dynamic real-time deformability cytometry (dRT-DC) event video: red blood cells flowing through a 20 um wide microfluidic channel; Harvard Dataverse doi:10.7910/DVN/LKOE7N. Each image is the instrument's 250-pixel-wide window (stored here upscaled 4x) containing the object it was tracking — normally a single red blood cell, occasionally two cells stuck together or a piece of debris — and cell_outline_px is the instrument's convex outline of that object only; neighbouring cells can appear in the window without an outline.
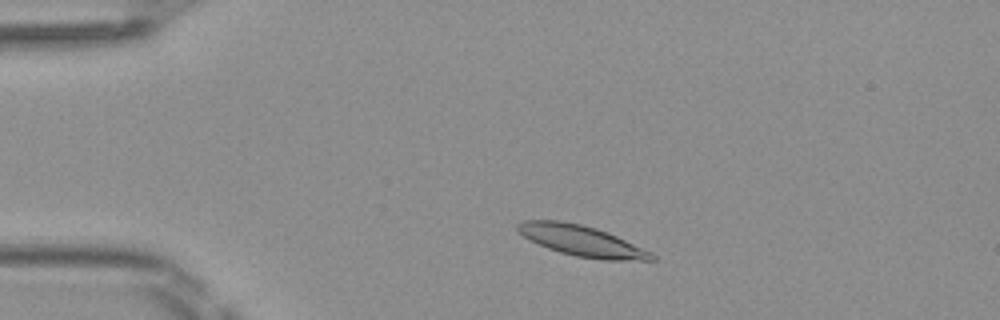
{"species": "Egyptian fruit bat (a non-hibernating species)", "species_latin": "Rousettus aegyptiacus", "temperature_condition": "room temperature", "stored_images_in_passage": 45, "camera_frame_rate_fps": 3000, "um_per_image_px": 0.085, "frame": {"image": 1, "passage_image": 6, "time_ms": 1.667, "image_size_px": [1000, 320], "cell_outline_px": [[656, 260], [604, 260], [576, 256], [560, 252], [548, 248], [516, 232], [516, 224], [524, 220], [560, 220], [580, 224], [596, 228], [616, 236], [652, 252], [656, 256]], "centroid_in_image_um": [49.43, 20.46], "position_along_channel_um": 35.6, "area_um2": 23.81}}
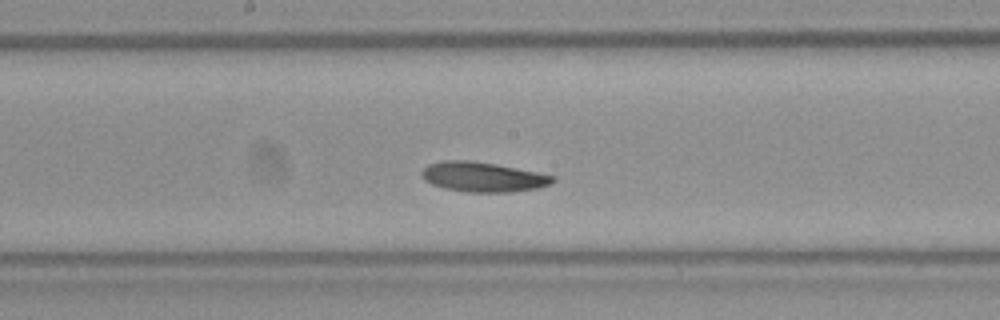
{"frame": {"image": 2, "passage_image": 22, "time_ms": 7.0, "image_size_px": [1000, 320], "cell_outline_px": [[556, 180], [552, 184], [536, 188], [512, 192], [468, 192], [444, 188], [432, 184], [424, 180], [420, 176], [420, 172], [428, 164], [444, 160], [468, 160], [496, 164], [556, 176]], "centroid_in_image_um": [41.03, 15.04], "position_along_channel_um": 207.2, "area_um2": 22.83}}
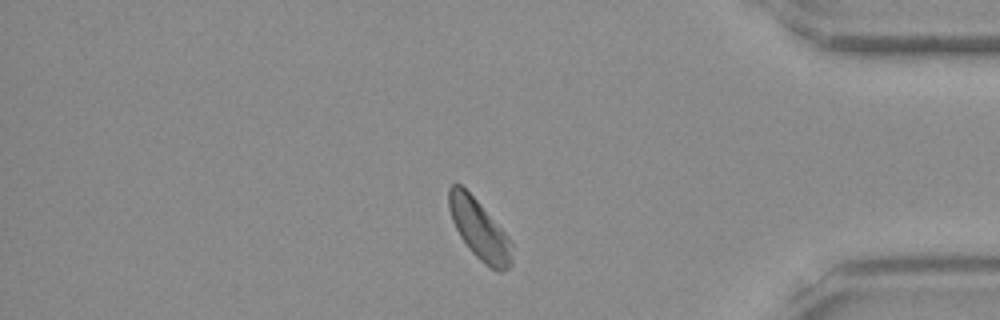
{"frame": {"image": 3, "passage_image": 38, "time_ms": 12.333, "image_size_px": [1000, 320], "cell_outline_px": [[512, 264], [508, 268], [500, 272], [496, 272], [480, 260], [468, 248], [460, 236], [452, 220], [448, 208], [448, 188], [452, 184], [460, 184], [476, 200], [508, 236], [512, 244]], "centroid_in_image_um": [40.74, 19.54], "position_along_channel_um": 394.5, "area_um2": 21.73}, "authors_computed_cell_mechanics": {"area_um2": 22.5998, "velocity_mm_per_s": 4.027, "shape_relaxation_time_tau1_ms": 3.0106, "shape_relaxation_time_tau2_ms": 7.234, "deformation_change_tau1": 0.0759, "deformation_change_tau2": 0.1236}}